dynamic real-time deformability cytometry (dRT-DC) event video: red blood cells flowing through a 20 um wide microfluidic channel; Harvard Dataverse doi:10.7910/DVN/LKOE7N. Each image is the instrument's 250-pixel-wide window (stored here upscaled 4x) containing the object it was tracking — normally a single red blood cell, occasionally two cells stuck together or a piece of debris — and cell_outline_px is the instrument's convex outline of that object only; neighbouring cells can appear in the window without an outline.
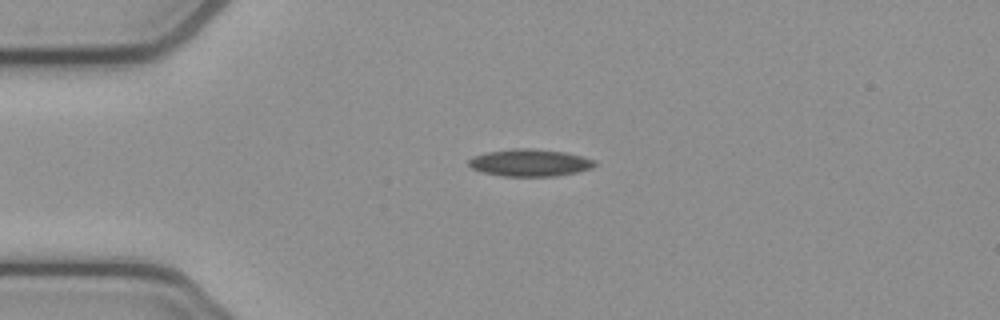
{"species": "common noctule bat (a hibernating species)", "species_latin": "Nyctalus noctula", "temperature_condition": "cold", "stored_images_in_passage": 5, "camera_frame_rate_fps": 3000, "um_per_image_px": 0.085, "animal": {"sex": "female", "body_mass_g": 21.9}, "frame": {"image": 1, "passage_image": 1, "time_ms": 0.0, "image_size_px": [1000, 320], "cell_outline_px": [[596, 164], [592, 168], [576, 172], [556, 176], [504, 176], [484, 172], [472, 168], [468, 164], [468, 160], [472, 156], [488, 152], [512, 148], [532, 148], [564, 152], [596, 160]], "centroid_in_image_um": [45.03, 13.82], "position_along_channel_um": 40.0, "area_um2": 19.88}}
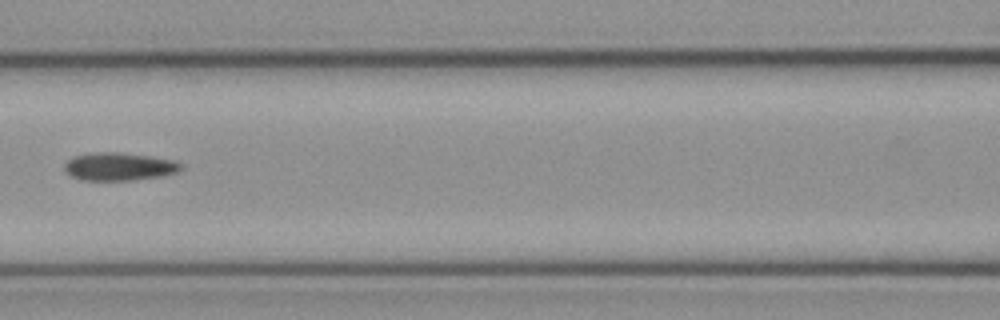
{"frame": {"image": 2, "passage_image": 4, "time_ms": 1.0, "image_size_px": [1000, 320], "cell_outline_px": [[184, 168], [176, 172], [164, 176], [132, 180], [80, 180], [64, 172], [64, 164], [72, 156], [96, 152], [120, 152], [152, 156], [176, 160], [184, 164]], "centroid_in_image_um": [10.16, 14.15], "position_along_channel_um": 156.4, "area_um2": 19.36}}
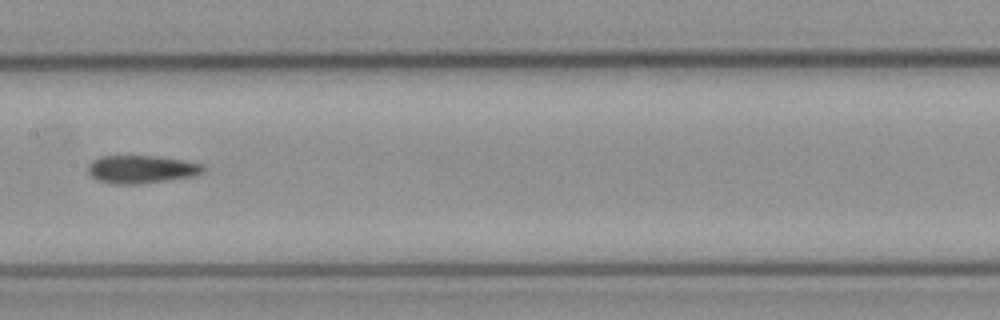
{"frame": {"image": 3, "passage_image": 5, "time_ms": 1.333, "image_size_px": [1000, 320], "cell_outline_px": [[204, 172], [192, 176], [140, 184], [112, 184], [100, 180], [92, 176], [88, 172], [88, 164], [92, 160], [100, 156], [160, 156], [184, 160], [204, 164]], "centroid_in_image_um": [12.03, 14.38], "position_along_channel_um": 195.4, "area_um2": 18.79}}